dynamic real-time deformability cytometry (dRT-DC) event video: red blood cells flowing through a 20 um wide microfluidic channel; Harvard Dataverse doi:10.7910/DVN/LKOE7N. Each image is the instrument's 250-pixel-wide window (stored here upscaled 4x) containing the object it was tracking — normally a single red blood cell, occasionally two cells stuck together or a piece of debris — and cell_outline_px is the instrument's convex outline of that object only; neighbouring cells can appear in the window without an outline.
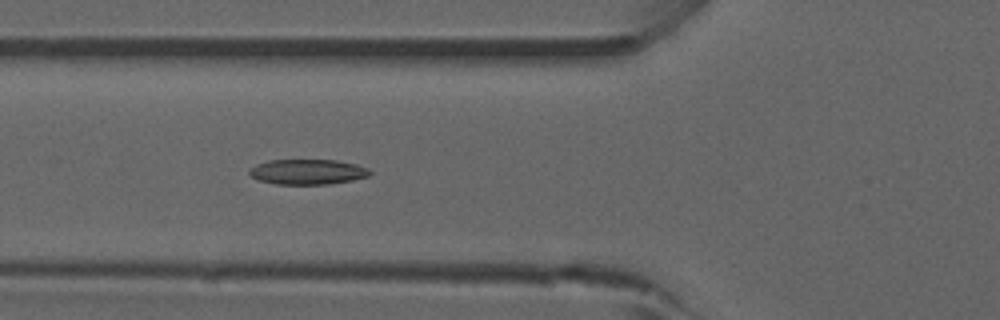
{"species": "common noctule bat (a hibernating species)", "species_latin": "Nyctalus noctula", "temperature_condition": "room temperature", "stored_images_in_passage": 39, "camera_frame_rate_fps": 3000, "um_per_image_px": 0.085, "animal": {"sex": "male", "forearm_length_mm": 52.5}, "frame": {"image": 1, "passage_image": 6, "time_ms": 1.667, "image_size_px": [1000, 320], "cell_outline_px": [[372, 172], [368, 176], [352, 180], [328, 184], [276, 184], [260, 180], [252, 176], [248, 172], [248, 168], [256, 164], [268, 160], [336, 160], [356, 164], [368, 168]], "centroid_in_image_um": [26.13, 14.6], "position_along_channel_um": 99.7, "area_um2": 17.69}}
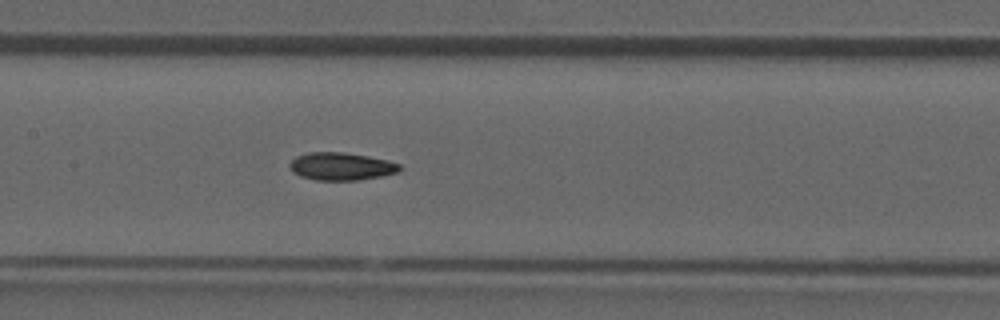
{"frame": {"image": 2, "passage_image": 12, "time_ms": 3.667, "image_size_px": [1000, 320], "cell_outline_px": [[404, 168], [400, 172], [360, 180], [316, 180], [300, 176], [292, 172], [288, 164], [296, 156], [308, 152], [340, 152], [388, 160], [400, 164]], "centroid_in_image_um": [29.01, 14.15], "position_along_channel_um": 178.4, "area_um2": 17.8}, "authors_computed_cell_mechanics": {"area_um2": 17.629, "velocity_mm_per_s": 3.926, "shape_relaxation_time_tau1_ms": null, "shape_relaxation_time_tau2_ms": 3.3591, "deformation_change_tau1": null, "deformation_change_tau2": 0.0905}}